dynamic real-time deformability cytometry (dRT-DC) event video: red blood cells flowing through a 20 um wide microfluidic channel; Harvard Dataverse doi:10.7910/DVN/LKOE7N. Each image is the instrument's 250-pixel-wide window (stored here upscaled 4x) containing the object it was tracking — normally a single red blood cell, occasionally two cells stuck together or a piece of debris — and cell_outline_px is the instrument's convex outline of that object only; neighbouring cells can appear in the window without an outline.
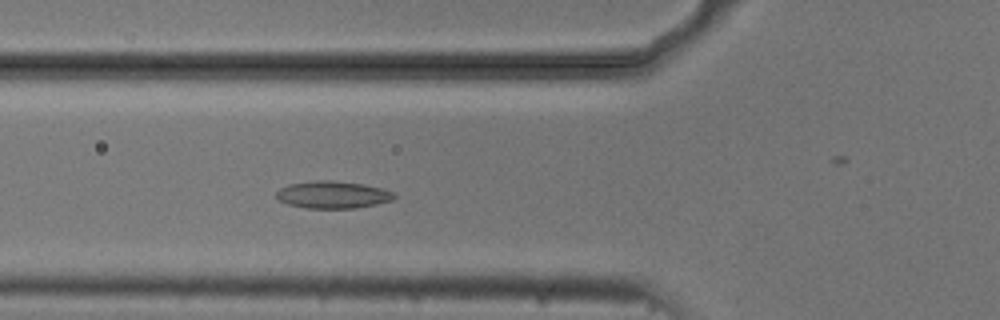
{"species": "common noctule bat (a hibernating species)", "species_latin": "Nyctalus noctula", "temperature_condition": "cold", "stored_images_in_passage": 5, "camera_frame_rate_fps": 3000, "um_per_image_px": 0.085, "animal": {"sex": "male", "body_mass_g": 20.5, "forearm_length_mm": 52.5}, "frame": {"image": 1, "passage_image": 5, "time_ms": 1.333, "image_size_px": [1000, 320], "cell_outline_px": [[396, 196], [392, 200], [376, 204], [356, 208], [304, 208], [288, 204], [276, 200], [276, 192], [280, 188], [288, 184], [316, 180], [332, 180], [364, 184], [384, 188], [392, 192]], "centroid_in_image_um": [28.26, 16.55], "position_along_channel_um": 97.5, "area_um2": 18.9}}